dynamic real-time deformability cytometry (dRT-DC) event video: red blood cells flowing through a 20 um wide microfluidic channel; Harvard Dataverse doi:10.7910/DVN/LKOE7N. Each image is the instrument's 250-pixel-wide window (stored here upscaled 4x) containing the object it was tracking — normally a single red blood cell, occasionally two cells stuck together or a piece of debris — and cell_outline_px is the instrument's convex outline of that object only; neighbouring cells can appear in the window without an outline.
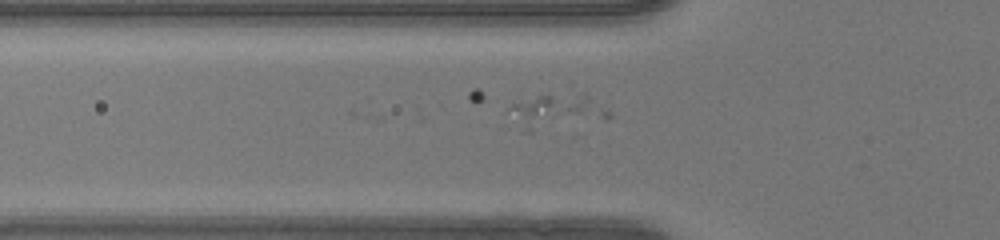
{"species": "human", "species_latin": "Homo sapiens", "temperature_condition": "warm", "stored_images_in_passage": 5, "camera_frame_rate_fps": 3000, "um_per_image_px": 0.085, "donor": {"sex": "female"}, "frame": {"image": 1, "passage_image": 2, "time_ms": 0.333, "image_size_px": [1000, 240], "cell_outline_px": [[612, 116], [608, 120], [532, 132], [524, 132], [504, 112], [512, 104], [548, 92], [584, 92], [612, 112]], "centroid_in_image_um": [47.33, 9.46], "position_along_channel_um": 78.5, "area_um2": 21.56}}
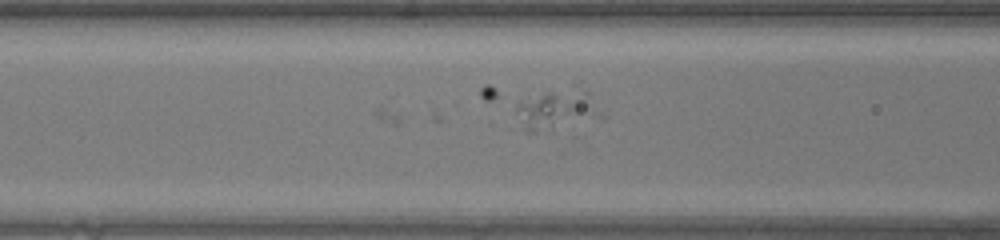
{"frame": {"image": 2, "passage_image": 5, "time_ms": 1.333, "image_size_px": [1000, 240], "cell_outline_px": [[608, 116], [604, 120], [536, 132], [524, 132], [516, 112], [516, 104], [520, 100], [544, 92], [588, 92]], "centroid_in_image_um": [47.42, 9.42], "position_along_channel_um": 119.2, "area_um2": 19.94}}